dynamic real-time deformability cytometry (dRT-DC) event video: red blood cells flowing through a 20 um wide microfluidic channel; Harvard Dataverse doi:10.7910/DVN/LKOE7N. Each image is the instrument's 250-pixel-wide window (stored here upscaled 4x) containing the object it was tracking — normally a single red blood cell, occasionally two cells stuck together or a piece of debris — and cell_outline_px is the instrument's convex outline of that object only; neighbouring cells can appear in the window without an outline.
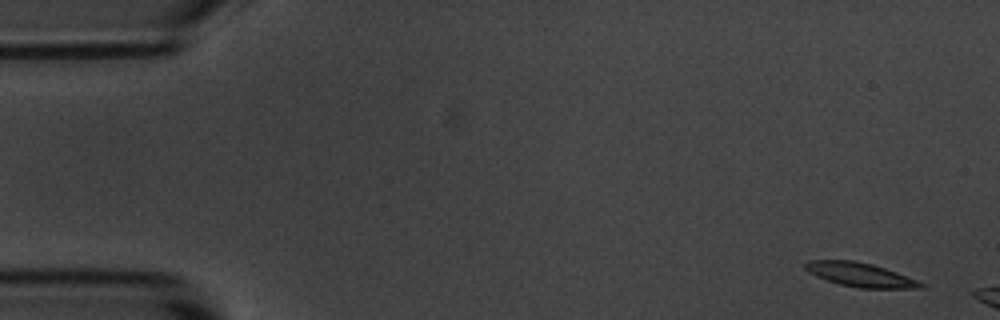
{"species": "common noctule bat (a hibernating species)", "species_latin": "Nyctalus noctula", "temperature_condition": "room temperature", "stored_images_in_passage": 6, "segment_of_instrument_passage": [2, 2], "camera_frame_rate_fps": 3000, "um_per_image_px": 0.085, "animal": {"sex": "male", "body_mass_g": 20.1, "forearm_length_mm": 53.5}, "frame": {"image": 1, "passage_image": 6, "time_ms": 6.0, "image_size_px": [1000, 320], "cell_outline_px": [[924, 288], [860, 288], [840, 284], [816, 276], [808, 272], [804, 268], [804, 264], [808, 260], [852, 260], [872, 264], [896, 272], [916, 280], [924, 284]], "centroid_in_image_um": [73.08, 23.34], "position_along_channel_um": 11.9, "area_um2": 15.95}}